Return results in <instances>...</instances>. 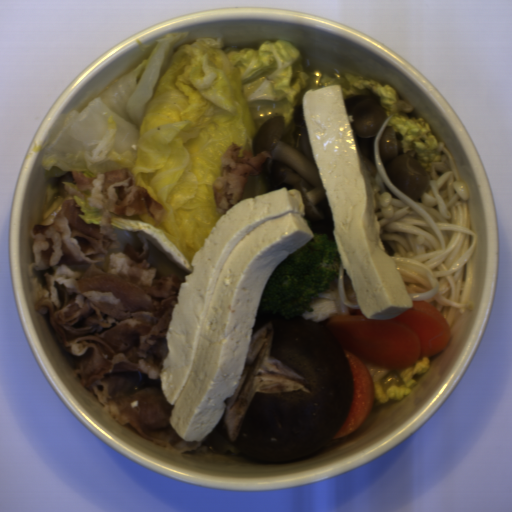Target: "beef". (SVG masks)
<instances>
[{"mask_svg": "<svg viewBox=\"0 0 512 512\" xmlns=\"http://www.w3.org/2000/svg\"><path fill=\"white\" fill-rule=\"evenodd\" d=\"M269 152L253 156L252 149L244 150L234 142L229 144L221 156V172L212 187L215 205L220 215L238 203L244 194L250 175L264 172V164L270 159Z\"/></svg>", "mask_w": 512, "mask_h": 512, "instance_id": "obj_2", "label": "beef"}, {"mask_svg": "<svg viewBox=\"0 0 512 512\" xmlns=\"http://www.w3.org/2000/svg\"><path fill=\"white\" fill-rule=\"evenodd\" d=\"M65 190L100 212L87 224L68 199L52 224L32 225L34 260L27 276L33 307L45 317L73 373L107 414L138 436L181 459L215 463L242 455L222 415L201 441H184L170 423L159 374L182 280L165 276L150 261V243L125 245L114 216L163 217L161 201L131 177L128 168L98 176L72 171Z\"/></svg>", "mask_w": 512, "mask_h": 512, "instance_id": "obj_1", "label": "beef"}]
</instances>
